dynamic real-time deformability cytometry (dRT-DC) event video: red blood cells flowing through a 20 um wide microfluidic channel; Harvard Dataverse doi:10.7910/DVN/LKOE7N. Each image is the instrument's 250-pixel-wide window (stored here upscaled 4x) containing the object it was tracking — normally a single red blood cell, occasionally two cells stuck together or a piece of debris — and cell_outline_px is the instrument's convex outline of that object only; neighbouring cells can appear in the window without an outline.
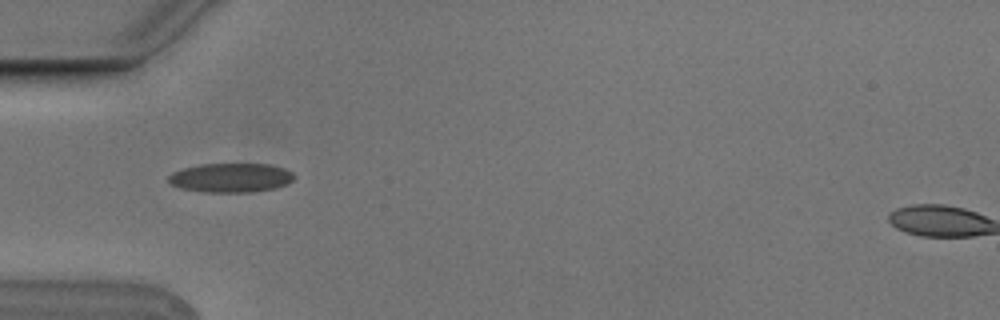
{"species": "Egyptian fruit bat (a non-hibernating species)", "species_latin": "Rousettus aegyptiacus", "temperature_condition": "cold", "stored_images_in_passage": 5, "camera_frame_rate_fps": 3000, "um_per_image_px": 0.085, "animal": {"sex": "male"}, "frame": {"image": 1, "passage_image": 4, "time_ms": 1.0, "image_size_px": [1000, 320], "cell_outline_px": [[296, 176], [288, 184], [276, 188], [252, 192], [208, 192], [180, 188], [172, 184], [168, 180], [168, 176], [172, 172], [184, 168], [200, 164], [268, 164], [284, 168], [292, 172]], "centroid_in_image_um": [19.65, 15.1], "position_along_channel_um": 65.4, "area_um2": 21.39}}